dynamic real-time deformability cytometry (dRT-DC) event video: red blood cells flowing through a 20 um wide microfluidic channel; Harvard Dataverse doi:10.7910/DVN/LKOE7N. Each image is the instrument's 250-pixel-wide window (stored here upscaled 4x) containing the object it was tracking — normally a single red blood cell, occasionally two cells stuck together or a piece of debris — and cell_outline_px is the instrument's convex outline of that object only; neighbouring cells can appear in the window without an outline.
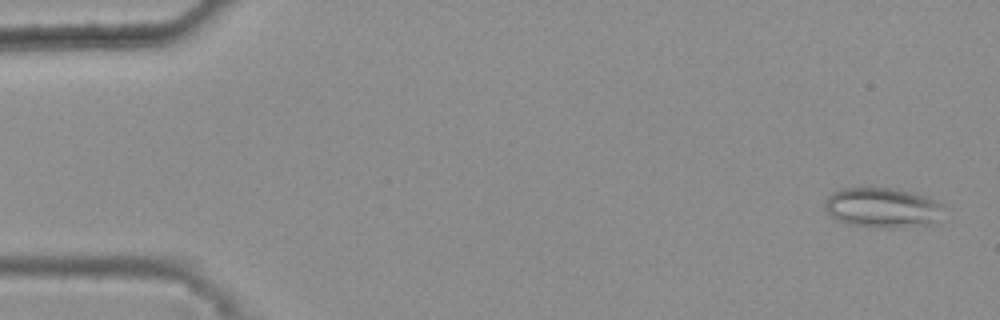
{"species": "common noctule bat (a hibernating species)", "species_latin": "Nyctalus noctula", "temperature_condition": "warm", "stored_images_in_passage": 46, "camera_frame_rate_fps": 3000, "um_per_image_px": 0.085, "animal": {"sex": "female", "body_mass_g": 25.1}, "frame": {"image": 1, "passage_image": 2, "time_ms": 0.333, "image_size_px": [1000, 320], "cell_outline_px": [[940, 204], [932, 224], [892, 228], [876, 228], [848, 224], [832, 216], [824, 208], [824, 200], [832, 192], [844, 188], [888, 188], [912, 192], [924, 196]], "centroid_in_image_um": [74.88, 17.65], "position_along_channel_um": 10.1, "area_um2": 26.99}}
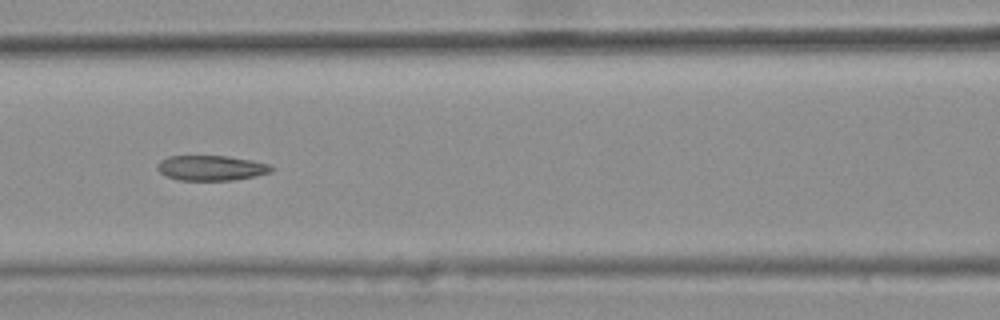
{"frame": {"image": 2, "passage_image": 23, "time_ms": 7.333, "image_size_px": [1000, 320], "cell_outline_px": [[276, 168], [272, 172], [256, 176], [236, 180], [180, 180], [168, 176], [160, 172], [156, 168], [160, 160], [168, 156], [224, 156], [252, 160], [268, 164]], "centroid_in_image_um": [17.99, 14.28], "position_along_channel_um": 148.6, "area_um2": 16.7}}
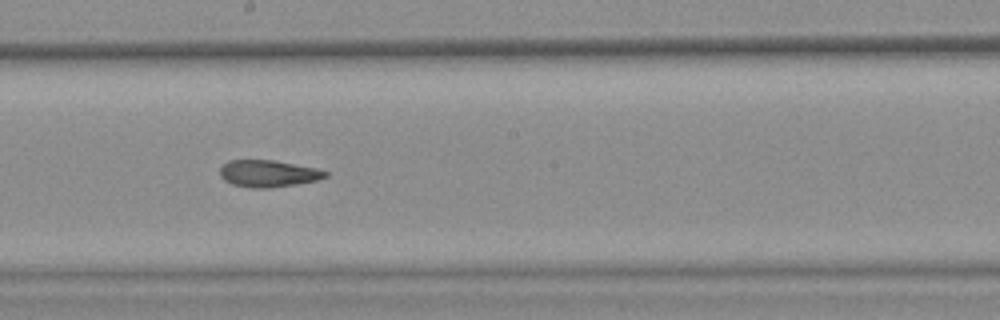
{"frame": {"image": 3, "passage_image": 29, "time_ms": 9.333, "image_size_px": [1000, 320], "cell_outline_px": [[328, 176], [316, 180], [268, 188], [252, 188], [232, 184], [224, 180], [220, 176], [220, 168], [228, 160], [272, 160], [316, 168], [328, 172]], "centroid_in_image_um": [22.76, 14.74], "position_along_channel_um": 225.4, "area_um2": 16.3}, "authors_computed_cell_mechanics": {"area_um2": 17.2244, "velocity_mm_per_s": 3.8461, "shape_relaxation_time_tau1_ms": null, "shape_relaxation_time_tau2_ms": 3.9012, "deformation_change_tau1": null, "deformation_change_tau2": 0.1278}}